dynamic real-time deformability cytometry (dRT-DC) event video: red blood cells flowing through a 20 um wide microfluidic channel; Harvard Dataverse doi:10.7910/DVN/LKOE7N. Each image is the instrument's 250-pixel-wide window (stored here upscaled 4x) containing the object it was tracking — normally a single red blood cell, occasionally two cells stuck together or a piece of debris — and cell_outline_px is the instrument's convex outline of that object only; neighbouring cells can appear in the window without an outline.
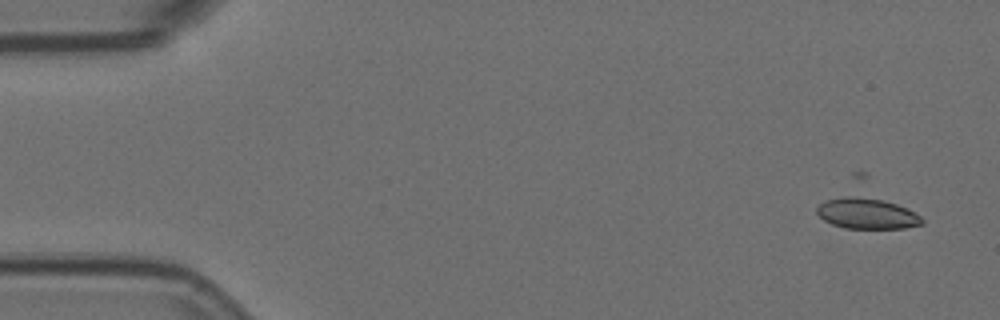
{"species": "Egyptian fruit bat (a non-hibernating species)", "species_latin": "Rousettus aegyptiacus", "temperature_condition": "room temperature", "stored_images_in_passage": 7, "camera_frame_rate_fps": 3000, "um_per_image_px": 0.085, "animal": {"sex": "female"}, "frame": {"image": 1, "passage_image": 2, "time_ms": 0.333, "image_size_px": [1000, 320], "cell_outline_px": [[924, 224], [904, 228], [844, 228], [832, 224], [824, 220], [816, 212], [816, 208], [820, 204], [828, 200], [844, 196], [852, 196], [884, 200], [908, 208], [920, 216], [924, 220]], "centroid_in_image_um": [73.71, 18.16], "position_along_channel_um": 11.3, "area_um2": 18.73}}
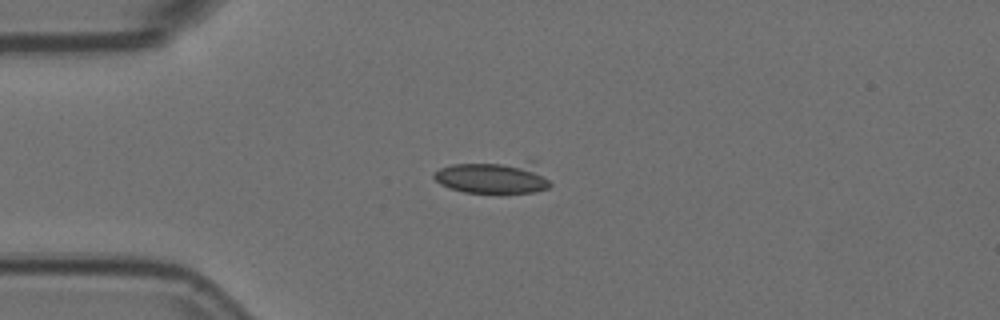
{"frame": {"image": 2, "passage_image": 5, "time_ms": 1.333, "image_size_px": [1000, 320], "cell_outline_px": [[552, 184], [548, 188], [536, 192], [500, 196], [464, 192], [448, 188], [440, 184], [432, 176], [440, 168], [452, 164], [528, 160], [536, 160]], "centroid_in_image_um": [42.03, 15.1], "position_along_channel_um": 43.0, "area_um2": 23.47}}
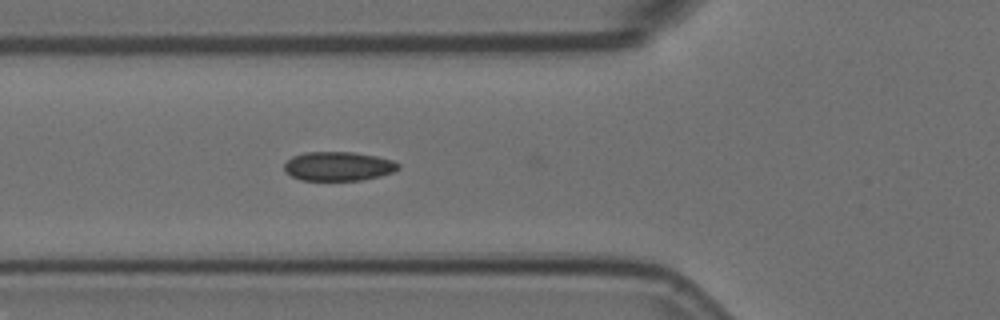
{"frame": {"image": 3, "passage_image": 7, "time_ms": 2.0, "image_size_px": [1000, 320], "cell_outline_px": [[400, 168], [392, 172], [380, 176], [360, 180], [300, 180], [284, 172], [284, 164], [292, 156], [304, 152], [352, 152], [376, 156], [392, 160], [400, 164]], "centroid_in_image_um": [28.74, 14.13], "position_along_channel_um": 97.1, "area_um2": 19.36}}